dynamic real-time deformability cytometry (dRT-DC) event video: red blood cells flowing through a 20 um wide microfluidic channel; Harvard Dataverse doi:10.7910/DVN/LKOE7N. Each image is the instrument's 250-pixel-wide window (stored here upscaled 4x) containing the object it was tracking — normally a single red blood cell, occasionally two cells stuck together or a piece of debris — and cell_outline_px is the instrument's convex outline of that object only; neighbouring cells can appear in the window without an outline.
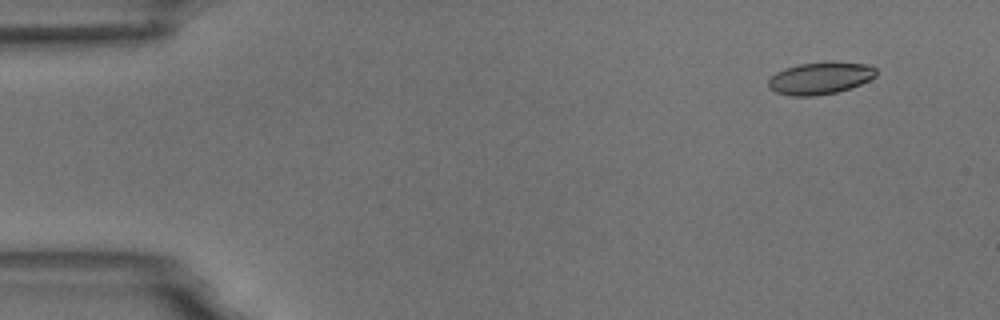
{"species": "common noctule bat (a hibernating species)", "species_latin": "Nyctalus noctula", "temperature_condition": "room temperature", "stored_images_in_passage": 3, "camera_frame_rate_fps": 3000, "um_per_image_px": 0.085, "animal": {"sex": "male", "body_mass_g": 18.8}, "frame": {"image": 1, "passage_image": 1, "time_ms": 0.0, "image_size_px": [1000, 320], "cell_outline_px": [[876, 76], [860, 84], [836, 92], [812, 96], [792, 96], [776, 92], [768, 88], [768, 80], [776, 72], [784, 68], [800, 64], [832, 60], [868, 64], [876, 68]], "centroid_in_image_um": [69.71, 6.62], "position_along_channel_um": 15.3, "area_um2": 20.4}}